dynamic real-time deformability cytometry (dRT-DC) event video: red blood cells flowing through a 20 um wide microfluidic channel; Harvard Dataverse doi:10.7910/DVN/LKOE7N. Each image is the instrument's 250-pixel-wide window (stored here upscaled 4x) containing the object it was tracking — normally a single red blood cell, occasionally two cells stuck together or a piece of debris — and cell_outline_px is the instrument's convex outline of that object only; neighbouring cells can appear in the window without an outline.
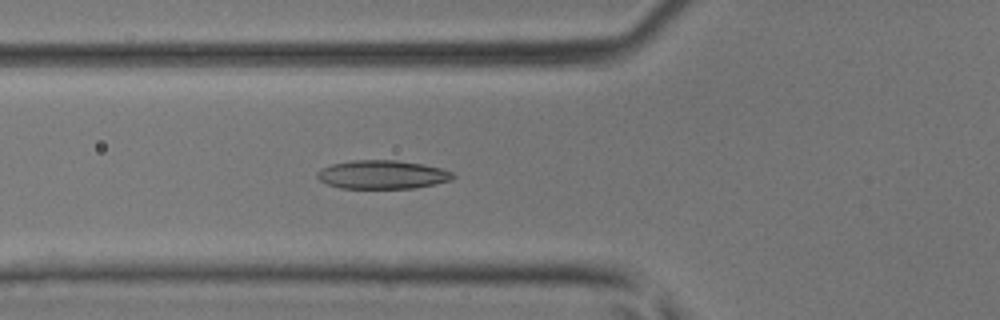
{"species": "common noctule bat (a hibernating species)", "species_latin": "Nyctalus noctula", "temperature_condition": "room temperature", "stored_images_in_passage": 33, "camera_frame_rate_fps": 3000, "um_per_image_px": 0.085, "animal": {"sex": "male", "body_mass_g": 17.9, "forearm_length_mm": 54.2}, "frame": {"image": 1, "passage_image": 6, "time_ms": 1.667, "image_size_px": [1000, 320], "cell_outline_px": [[456, 176], [452, 180], [436, 184], [416, 188], [340, 188], [328, 184], [320, 180], [316, 176], [316, 172], [320, 168], [332, 164], [352, 160], [396, 160], [424, 164], [440, 168], [452, 172]], "centroid_in_image_um": [32.51, 14.84], "position_along_channel_um": 93.3, "area_um2": 22.77}}
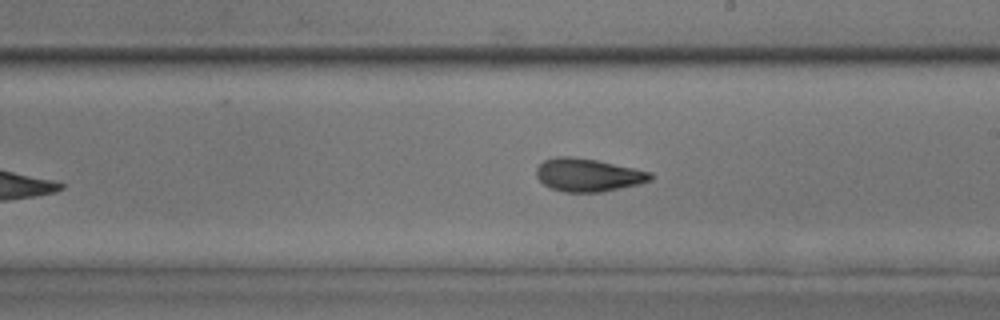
{"frame": {"image": 2, "passage_image": 16, "time_ms": 5.0, "image_size_px": [1000, 320], "cell_outline_px": [[652, 180], [640, 184], [600, 192], [564, 192], [552, 188], [544, 184], [536, 176], [536, 168], [544, 160], [556, 156], [572, 156], [596, 160], [652, 172]], "centroid_in_image_um": [49.98, 14.87], "position_along_channel_um": 239.0, "area_um2": 21.91}}
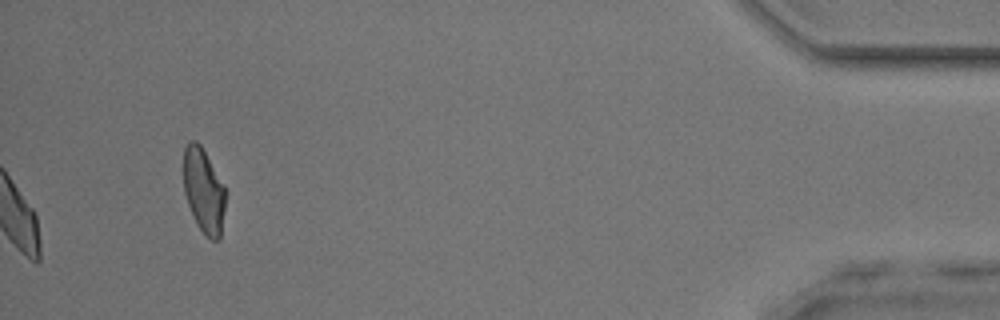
{"frame": {"image": 3, "passage_image": 33, "time_ms": 10.667, "image_size_px": [1000, 320], "cell_outline_px": [[224, 208], [220, 240], [212, 240], [200, 228], [188, 204], [184, 192], [184, 148], [192, 140], [196, 140], [200, 144], [224, 184]], "centroid_in_image_um": [17.31, 16.18], "position_along_channel_um": 417.9, "area_um2": 20.17}}